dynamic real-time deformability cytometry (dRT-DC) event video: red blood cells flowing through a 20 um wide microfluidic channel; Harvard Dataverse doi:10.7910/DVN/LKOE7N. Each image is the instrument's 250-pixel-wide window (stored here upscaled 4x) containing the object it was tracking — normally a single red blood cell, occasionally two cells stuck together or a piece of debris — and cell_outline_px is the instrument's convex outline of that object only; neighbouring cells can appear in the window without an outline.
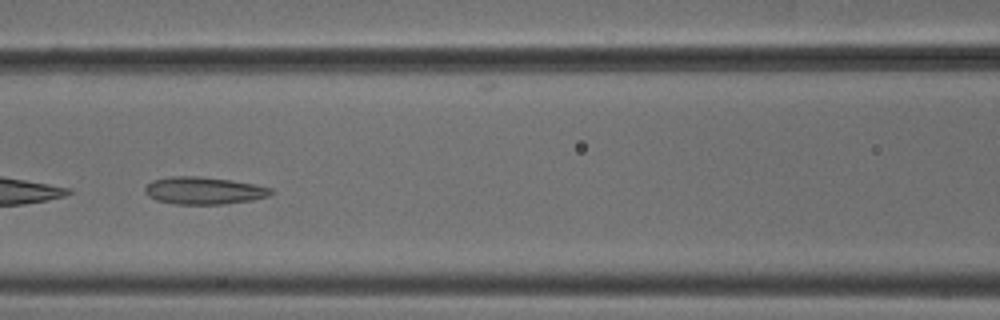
{"species": "common noctule bat (a hibernating species)", "species_latin": "Nyctalus noctula", "temperature_condition": "cold", "stored_images_in_passage": 8, "camera_frame_rate_fps": 3000, "um_per_image_px": 0.085, "animal": {"sex": "male", "body_mass_g": 18.8}, "frame": {"image": 1, "passage_image": 6, "time_ms": 1.667, "image_size_px": [1000, 320], "cell_outline_px": [[276, 192], [268, 196], [252, 200], [224, 204], [176, 204], [156, 200], [148, 196], [144, 192], [144, 188], [152, 180], [168, 176], [200, 176], [232, 180], [256, 184], [272, 188]], "centroid_in_image_um": [17.34, 16.19], "position_along_channel_um": 149.3, "area_um2": 20.35}}
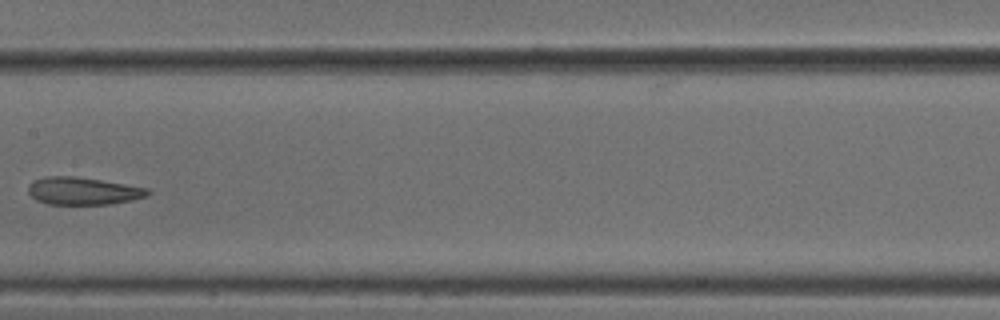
{"frame": {"image": 2, "passage_image": 7, "time_ms": 2.0, "image_size_px": [1000, 320], "cell_outline_px": [[152, 192], [148, 196], [132, 200], [108, 204], [48, 204], [36, 200], [28, 192], [28, 184], [32, 180], [44, 176], [72, 176], [100, 180], [148, 188]], "centroid_in_image_um": [7.03, 16.23], "position_along_channel_um": 200.4, "area_um2": 19.19}}
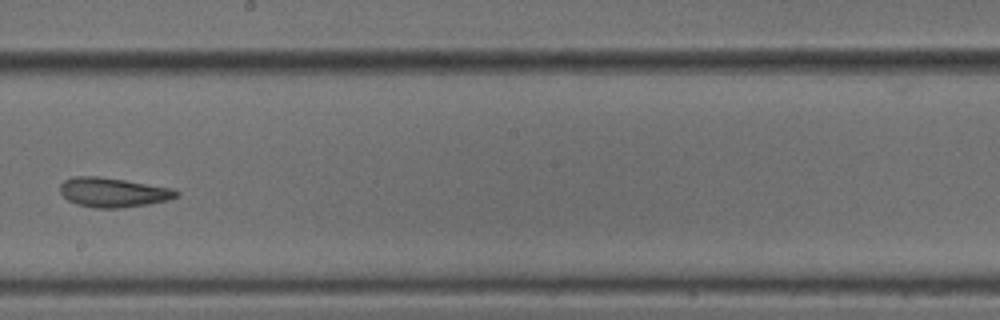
{"frame": {"image": 3, "passage_image": 8, "time_ms": 2.333, "image_size_px": [1000, 320], "cell_outline_px": [[180, 196], [168, 200], [148, 204], [120, 208], [96, 208], [76, 204], [68, 200], [60, 192], [60, 184], [64, 180], [72, 176], [100, 176], [172, 188], [180, 192]], "centroid_in_image_um": [9.61, 16.35], "position_along_channel_um": 238.6, "area_um2": 20.06}}